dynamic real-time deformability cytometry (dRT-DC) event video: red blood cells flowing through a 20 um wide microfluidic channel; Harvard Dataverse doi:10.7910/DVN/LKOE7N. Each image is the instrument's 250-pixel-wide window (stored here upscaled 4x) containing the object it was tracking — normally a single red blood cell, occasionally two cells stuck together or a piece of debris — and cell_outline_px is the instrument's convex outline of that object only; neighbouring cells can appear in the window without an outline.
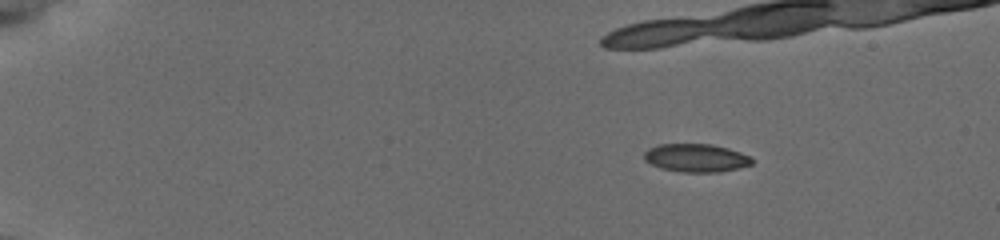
{"species": "common noctule bat (a hibernating species)", "species_latin": "Nyctalus noctula", "temperature_condition": "cold", "stored_images_in_passage": 16, "camera_frame_rate_fps": 3000, "um_per_image_px": 0.085, "animal": {"sex": "female", "body_mass_g": 19.5, "forearm_length_mm": 54.1}, "frame": {"image": 1, "passage_image": 3, "time_ms": 2.0, "image_size_px": [1000, 240], "cell_outline_px": [[752, 164], [736, 168], [716, 172], [684, 172], [660, 168], [644, 160], [644, 152], [648, 148], [660, 144], [712, 144], [728, 148], [752, 156]], "centroid_in_image_um": [59.15, 13.41], "position_along_channel_um": 25.8, "area_um2": 17.63}}